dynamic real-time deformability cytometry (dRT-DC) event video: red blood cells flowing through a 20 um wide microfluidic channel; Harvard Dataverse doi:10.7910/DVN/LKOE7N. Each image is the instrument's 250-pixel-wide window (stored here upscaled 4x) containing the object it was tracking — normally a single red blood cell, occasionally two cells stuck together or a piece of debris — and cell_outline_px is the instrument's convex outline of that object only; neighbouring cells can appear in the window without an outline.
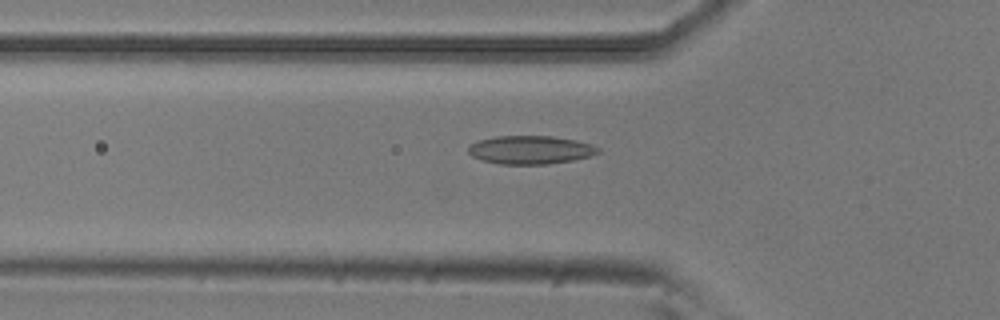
{"species": "common noctule bat (a hibernating species)", "species_latin": "Nyctalus noctula", "temperature_condition": "room temperature", "stored_images_in_passage": 43, "camera_frame_rate_fps": 3000, "um_per_image_px": 0.085, "animal": {"sex": "male", "body_mass_g": 20.5, "forearm_length_mm": 52.5}, "frame": {"image": 1, "passage_image": 7, "time_ms": 2.0, "image_size_px": [1000, 320], "cell_outline_px": [[600, 152], [592, 156], [572, 160], [548, 164], [500, 164], [484, 160], [472, 156], [468, 152], [468, 144], [480, 140], [496, 136], [552, 136], [576, 140], [600, 148]], "centroid_in_image_um": [45.08, 12.73], "position_along_channel_um": 80.7, "area_um2": 21.39}}
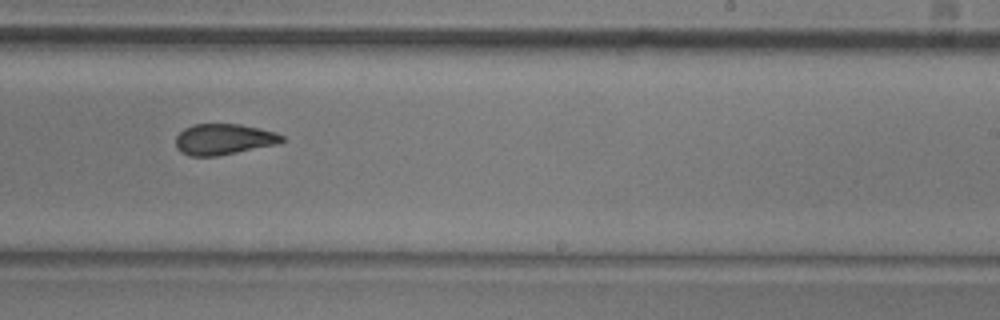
{"frame": {"image": 2, "passage_image": 22, "time_ms": 7.0, "image_size_px": [1000, 320], "cell_outline_px": [[284, 140], [276, 144], [216, 156], [188, 156], [180, 152], [176, 148], [176, 136], [184, 128], [192, 124], [240, 124], [260, 128], [276, 132], [284, 136]], "centroid_in_image_um": [18.98, 11.83], "position_along_channel_um": 270.0, "area_um2": 19.13}}
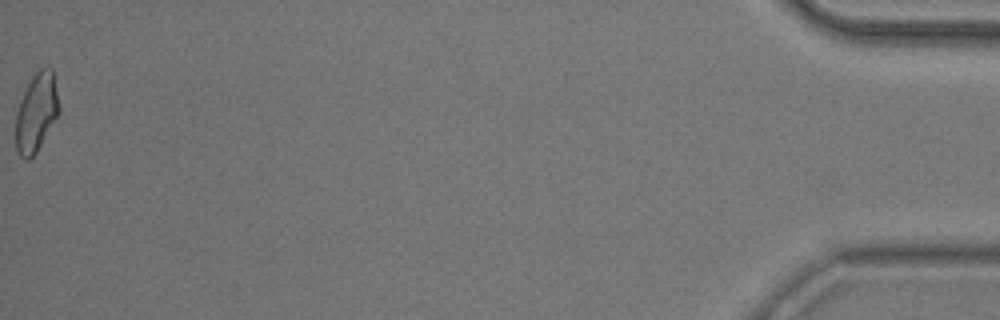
{"frame": {"image": 3, "passage_image": 43, "time_ms": 14.0, "image_size_px": [1000, 320], "cell_outline_px": [[60, 112], [36, 152], [28, 160], [24, 160], [16, 152], [16, 112], [20, 100], [28, 84], [36, 72], [40, 68], [52, 68], [60, 108]], "centroid_in_image_um": [3.09, 9.59], "position_along_channel_um": 432.1, "area_um2": 19.65}, "authors_computed_cell_mechanics": {"area_um2": 19.941, "velocity_mm_per_s": 3.7661, "shape_relaxation_time_tau1_ms": 4.8487, "shape_relaxation_time_tau2_ms": 2.3024, "deformation_change_tau1": 0.1265, "deformation_change_tau2": 0.081}}